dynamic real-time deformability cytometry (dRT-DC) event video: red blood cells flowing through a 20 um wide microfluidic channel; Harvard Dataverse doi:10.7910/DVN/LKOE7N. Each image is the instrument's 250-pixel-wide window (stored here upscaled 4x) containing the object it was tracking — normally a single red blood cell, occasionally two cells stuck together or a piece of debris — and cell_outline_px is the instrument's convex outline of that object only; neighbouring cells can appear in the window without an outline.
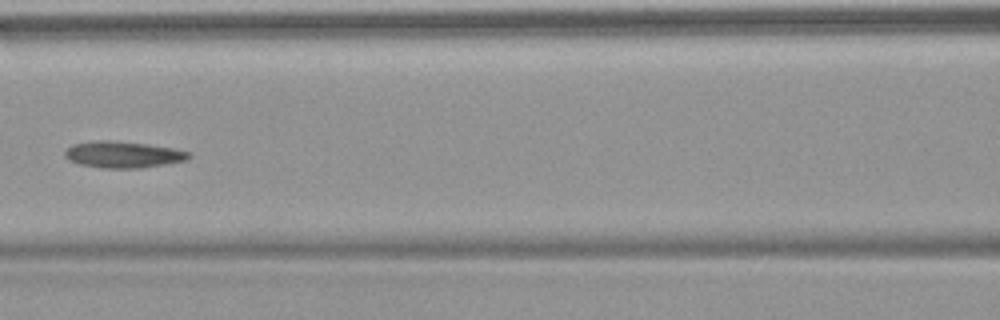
{"species": "common noctule bat (a hibernating species)", "species_latin": "Nyctalus noctula", "temperature_condition": "warm", "stored_images_in_passage": 9, "camera_frame_rate_fps": 3000, "um_per_image_px": 0.085, "animal": {"sex": "female", "body_mass_g": 18.4}, "frame": {"image": 1, "passage_image": 6, "time_ms": 6.0, "image_size_px": [1000, 320], "cell_outline_px": [[192, 156], [188, 160], [140, 168], [100, 168], [80, 164], [68, 160], [64, 156], [64, 152], [72, 144], [96, 140], [108, 140], [148, 144], [172, 148], [188, 152]], "centroid_in_image_um": [10.43, 13.14], "position_along_channel_um": 156.2, "area_um2": 19.13}}
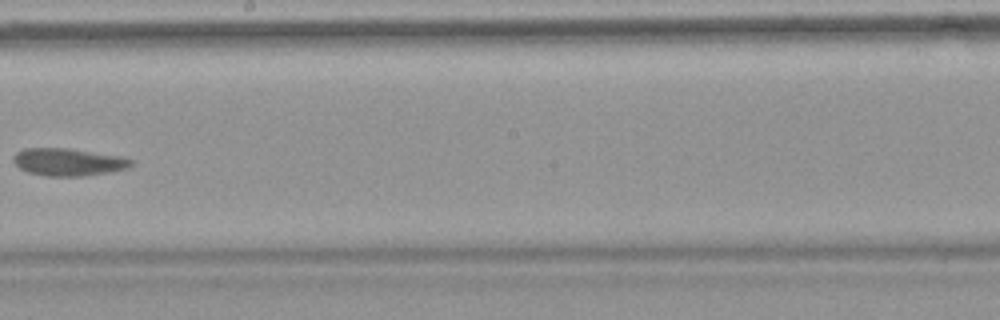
{"frame": {"image": 2, "passage_image": 8, "time_ms": 8.333, "image_size_px": [1000, 320], "cell_outline_px": [[136, 160], [128, 168], [112, 172], [84, 176], [48, 176], [28, 172], [20, 168], [12, 160], [12, 156], [16, 152], [24, 148], [68, 148], [124, 156]], "centroid_in_image_um": [5.86, 13.76], "position_along_channel_um": 242.3, "area_um2": 19.19}}
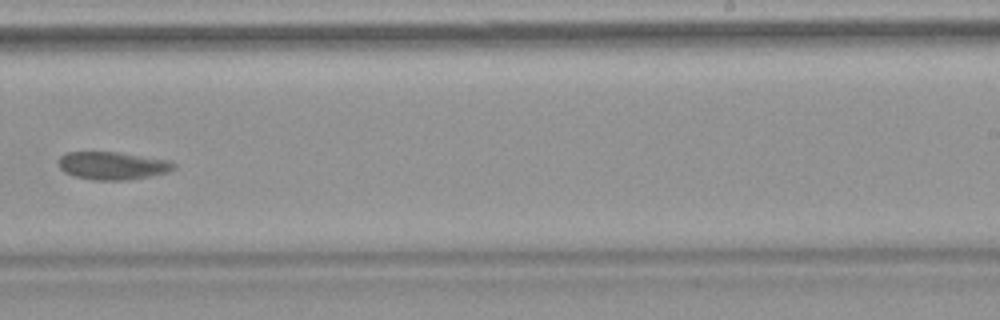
{"frame": {"image": 3, "passage_image": 9, "time_ms": 9.333, "image_size_px": [1000, 320], "cell_outline_px": [[176, 168], [168, 172], [128, 180], [92, 180], [72, 176], [64, 172], [60, 168], [60, 156], [64, 152], [116, 152], [168, 160], [176, 164]], "centroid_in_image_um": [9.55, 14.09], "position_along_channel_um": 279.5, "area_um2": 18.67}}